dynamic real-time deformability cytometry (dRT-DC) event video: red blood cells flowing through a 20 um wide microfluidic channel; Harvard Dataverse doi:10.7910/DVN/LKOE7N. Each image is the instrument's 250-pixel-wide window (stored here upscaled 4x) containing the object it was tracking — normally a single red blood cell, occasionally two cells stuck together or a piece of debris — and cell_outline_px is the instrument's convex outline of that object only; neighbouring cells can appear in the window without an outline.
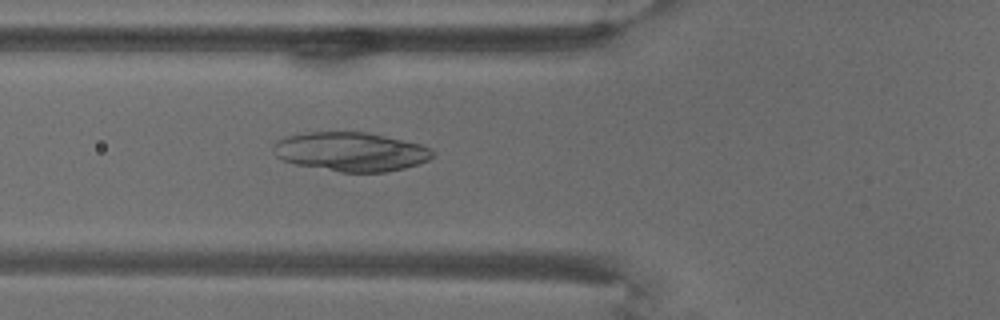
{"species": "common noctule bat (a hibernating species)", "species_latin": "Nyctalus noctula", "temperature_condition": "warm", "stored_images_in_passage": 7, "camera_frame_rate_fps": 3000, "um_per_image_px": 0.085, "animal": {"sex": "male", "body_mass_g": 18.8}, "frame": {"image": 1, "passage_image": 7, "time_ms": 8.0, "image_size_px": [1000, 320], "cell_outline_px": [[436, 156], [420, 164], [388, 172], [340, 172], [296, 164], [284, 160], [276, 156], [272, 152], [272, 144], [276, 140], [284, 136], [308, 132], [368, 132], [420, 144], [432, 148], [436, 152]], "centroid_in_image_um": [29.83, 12.89], "position_along_channel_um": 96.0, "area_um2": 36.65}}